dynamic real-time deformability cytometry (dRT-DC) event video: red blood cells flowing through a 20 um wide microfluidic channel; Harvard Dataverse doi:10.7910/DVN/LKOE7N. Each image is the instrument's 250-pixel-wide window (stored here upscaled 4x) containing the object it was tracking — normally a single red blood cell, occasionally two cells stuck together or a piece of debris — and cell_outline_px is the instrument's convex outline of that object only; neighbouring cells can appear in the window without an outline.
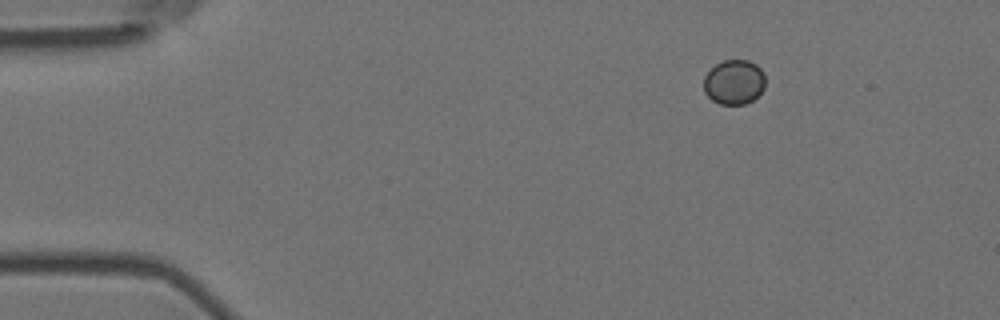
{"species": "Egyptian fruit bat (a non-hibernating species)", "species_latin": "Rousettus aegyptiacus", "temperature_condition": "room temperature", "stored_images_in_passage": 48, "camera_frame_rate_fps": 3000, "um_per_image_px": 0.085, "animal": {"sex": "female"}, "frame": {"image": 1, "passage_image": 1, "time_ms": 0.0, "image_size_px": [1000, 320], "cell_outline_px": [[764, 88], [752, 100], [744, 104], [720, 104], [712, 100], [704, 92], [704, 76], [716, 64], [724, 60], [748, 60], [756, 64], [764, 72]], "centroid_in_image_um": [62.39, 6.97], "position_along_channel_um": 22.6, "area_um2": 15.95}}
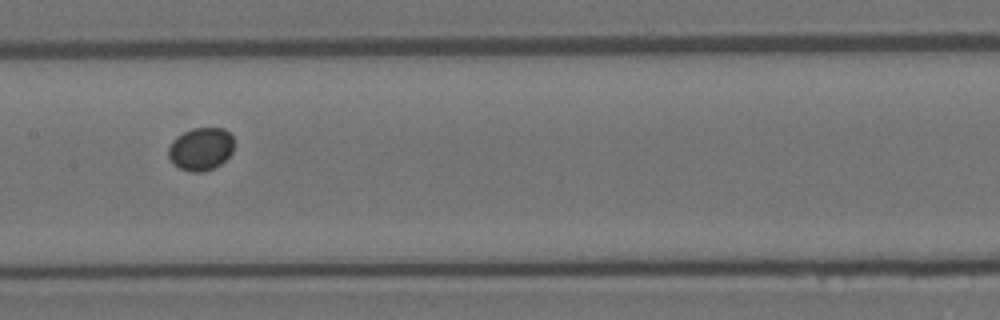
{"frame": {"image": 2, "passage_image": 21, "time_ms": 6.667, "image_size_px": [1000, 320], "cell_outline_px": [[232, 152], [220, 164], [204, 172], [192, 172], [180, 168], [168, 156], [168, 148], [172, 140], [176, 136], [192, 128], [224, 128], [232, 136]], "centroid_in_image_um": [17.05, 12.65], "position_along_channel_um": 190.3, "area_um2": 16.18}}
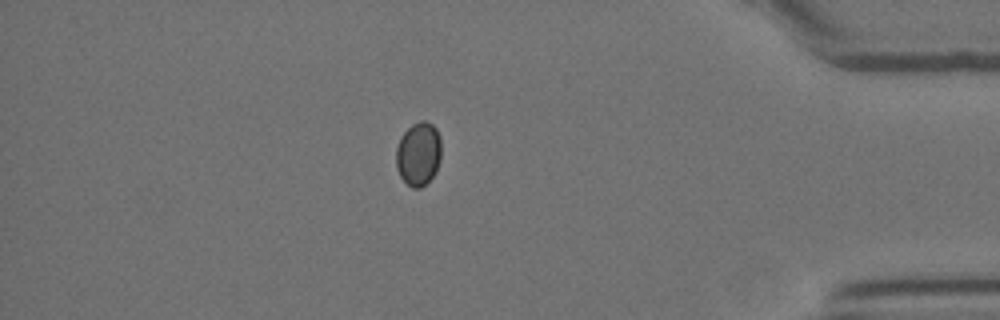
{"frame": {"image": 3, "passage_image": 41, "time_ms": 13.333, "image_size_px": [1000, 320], "cell_outline_px": [[440, 160], [436, 172], [420, 188], [412, 188], [400, 176], [396, 168], [396, 148], [400, 136], [412, 124], [420, 120], [424, 120], [432, 124], [436, 128], [440, 136]], "centroid_in_image_um": [35.56, 13.06], "position_along_channel_um": 399.6, "area_um2": 16.82}}